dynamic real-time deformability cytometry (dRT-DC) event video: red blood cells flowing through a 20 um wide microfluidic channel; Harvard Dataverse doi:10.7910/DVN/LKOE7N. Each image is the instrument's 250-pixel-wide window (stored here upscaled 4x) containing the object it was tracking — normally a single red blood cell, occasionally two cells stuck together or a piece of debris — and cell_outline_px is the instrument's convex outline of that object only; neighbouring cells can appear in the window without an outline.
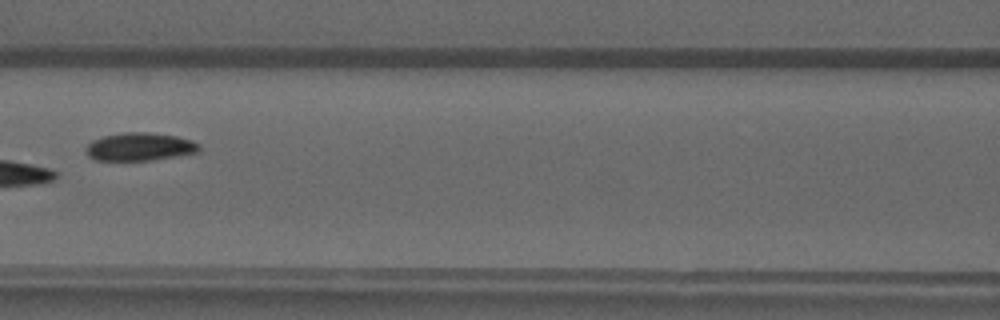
{"species": "common noctule bat (a hibernating species)", "species_latin": "Nyctalus noctula", "temperature_condition": "warm", "stored_images_in_passage": 5, "camera_frame_rate_fps": 3000, "um_per_image_px": 0.085, "animal": {"sex": "male", "forearm_length_mm": 52.5}, "frame": {"image": 1, "passage_image": 5, "time_ms": 5.333, "image_size_px": [1000, 320], "cell_outline_px": [[200, 152], [152, 160], [96, 160], [88, 156], [84, 148], [92, 140], [104, 136], [124, 132], [148, 132], [176, 136], [192, 140], [200, 144]], "centroid_in_image_um": [11.89, 12.47], "position_along_channel_um": 154.7, "area_um2": 18.55}}